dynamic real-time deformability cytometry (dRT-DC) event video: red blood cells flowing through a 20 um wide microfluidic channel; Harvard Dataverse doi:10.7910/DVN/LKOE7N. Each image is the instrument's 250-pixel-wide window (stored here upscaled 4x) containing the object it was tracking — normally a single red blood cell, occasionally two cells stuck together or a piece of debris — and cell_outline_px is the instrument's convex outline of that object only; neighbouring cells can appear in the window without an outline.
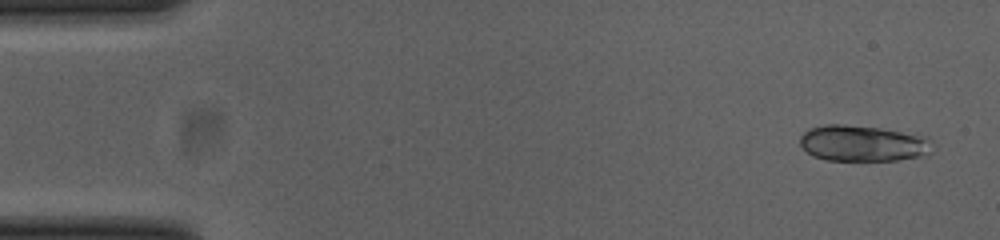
{"species": "common noctule bat (a hibernating species)", "species_latin": "Nyctalus noctula", "temperature_condition": "cold", "stored_images_in_passage": 48, "segment_of_instrument_passage": [1, 2], "camera_frame_rate_fps": 3000, "um_per_image_px": 0.085, "animal": {"sex": "female", "body_mass_g": 23.0, "forearm_length_mm": 53.4}, "frame": {"image": 1, "passage_image": 3, "time_ms": 0.667, "image_size_px": [1000, 240], "cell_outline_px": [[936, 148], [928, 156], [896, 160], [824, 160], [812, 156], [800, 144], [800, 136], [804, 132], [812, 128], [824, 124], [844, 124], [880, 128], [928, 136], [936, 144]], "centroid_in_image_um": [73.45, 12.19], "position_along_channel_um": 11.6, "area_um2": 28.38}}
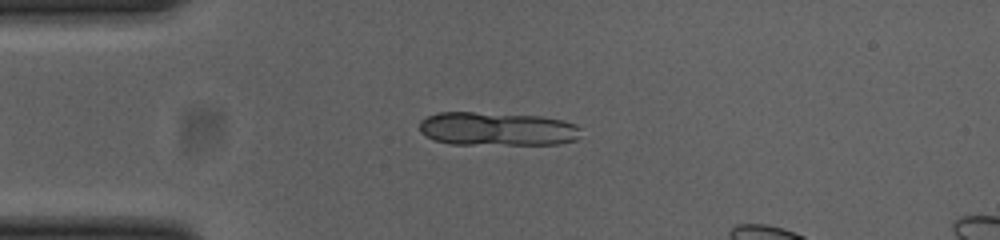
{"frame": {"image": 2, "passage_image": 13, "time_ms": 4.0, "image_size_px": [1000, 240], "cell_outline_px": [[580, 128], [576, 140], [560, 144], [452, 144], [432, 140], [420, 132], [420, 120], [428, 116], [440, 112], [472, 112], [540, 116], [564, 120], [576, 124]], "centroid_in_image_um": [42.24, 10.96], "position_along_channel_um": 42.8, "area_um2": 31.67}}